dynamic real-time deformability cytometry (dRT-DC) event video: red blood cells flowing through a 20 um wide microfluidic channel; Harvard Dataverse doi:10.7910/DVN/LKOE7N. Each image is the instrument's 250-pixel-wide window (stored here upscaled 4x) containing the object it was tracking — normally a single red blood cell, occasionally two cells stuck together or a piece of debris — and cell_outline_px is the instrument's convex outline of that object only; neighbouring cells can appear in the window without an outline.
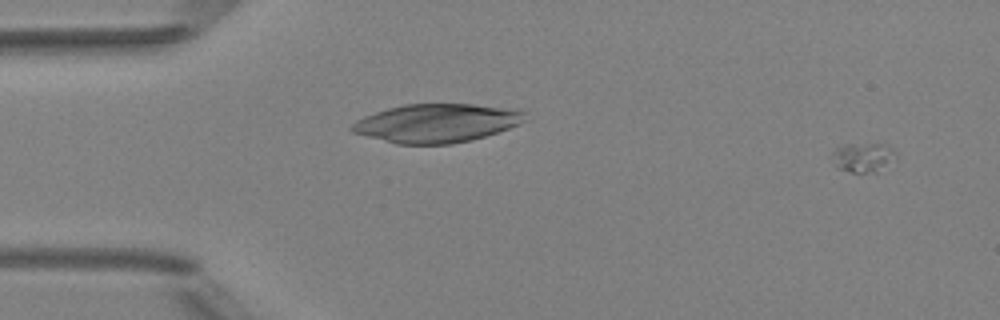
{"species": "Egyptian fruit bat (a non-hibernating species)", "species_latin": "Rousettus aegyptiacus", "temperature_condition": "room temperature", "stored_images_in_passage": 4, "segment_of_instrument_passage": [2, 2], "camera_frame_rate_fps": 3000, "um_per_image_px": 0.085, "animal": {"sex": "female"}, "frame": {"image": 1, "passage_image": 4, "time_ms": 3.667, "image_size_px": [1000, 320], "cell_outline_px": [[896, 160], [876, 172], [852, 172], [836, 168], [828, 156], [836, 148], [848, 144], [888, 144], [896, 152]], "centroid_in_image_um": [73.34, 13.38], "position_along_channel_um": 11.7, "area_um2": 11.21}}